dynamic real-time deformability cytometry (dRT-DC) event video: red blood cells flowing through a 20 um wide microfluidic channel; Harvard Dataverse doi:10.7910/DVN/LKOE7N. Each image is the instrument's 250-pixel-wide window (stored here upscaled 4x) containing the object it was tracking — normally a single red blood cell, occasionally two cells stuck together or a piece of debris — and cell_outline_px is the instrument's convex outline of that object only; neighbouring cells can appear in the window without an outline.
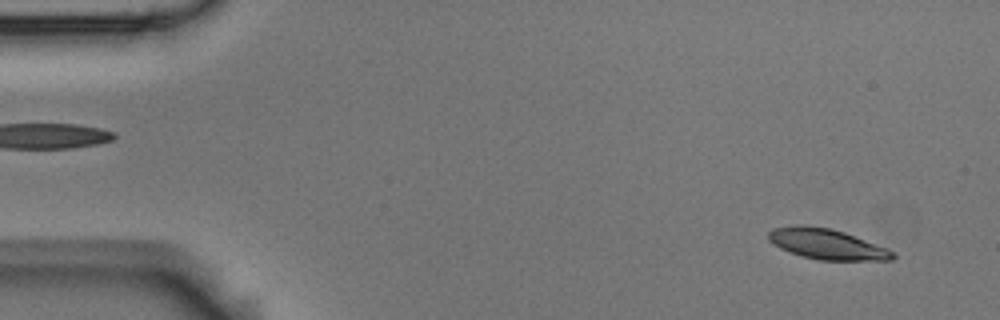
{"species": "Egyptian fruit bat (a non-hibernating species)", "species_latin": "Rousettus aegyptiacus", "temperature_condition": "room temperature", "stored_images_in_passage": 12, "camera_frame_rate_fps": 3000, "um_per_image_px": 0.085, "animal": {"sex": "male"}, "frame": {"image": 1, "passage_image": 1, "time_ms": 0.0, "image_size_px": [1000, 320], "cell_outline_px": [[896, 256], [892, 260], [820, 260], [800, 256], [780, 248], [768, 240], [768, 232], [772, 228], [796, 224], [804, 224], [832, 228], [844, 232], [884, 248], [892, 252]], "centroid_in_image_um": [70.19, 20.73], "position_along_channel_um": 14.8, "area_um2": 21.96}}
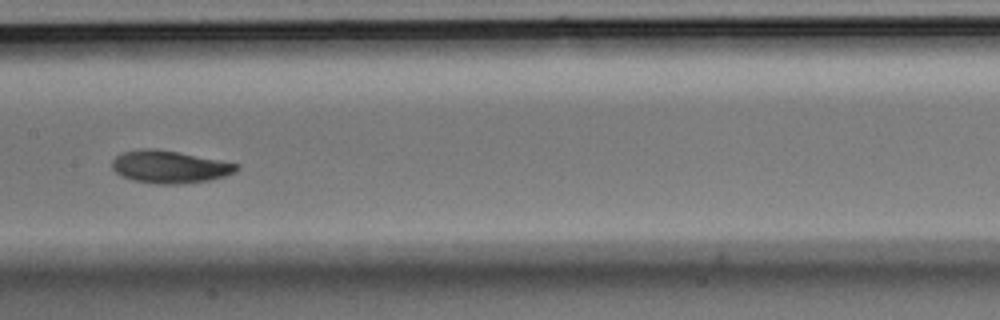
{"frame": {"image": 2, "passage_image": 7, "time_ms": 2.0, "image_size_px": [1000, 320], "cell_outline_px": [[240, 168], [236, 172], [224, 176], [208, 180], [184, 184], [156, 184], [132, 180], [120, 176], [112, 168], [112, 160], [120, 152], [140, 148], [156, 148], [240, 164]], "centroid_in_image_um": [14.39, 14.18], "position_along_channel_um": 193.0, "area_um2": 23.81}}
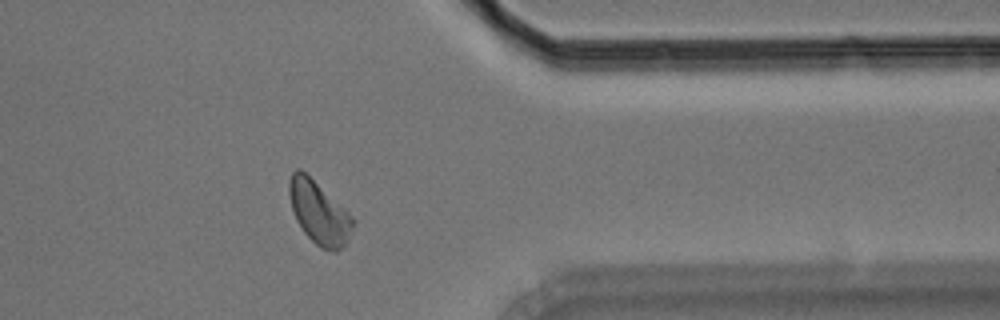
{"frame": {"image": 3, "passage_image": 12, "time_ms": 3.667, "image_size_px": [1000, 320], "cell_outline_px": [[356, 220], [348, 240], [336, 252], [332, 252], [320, 248], [304, 232], [296, 220], [292, 208], [288, 192], [288, 180], [292, 172], [296, 168], [300, 168], [344, 208]], "centroid_in_image_um": [27.11, 18.08], "position_along_channel_um": 384.3, "area_um2": 23.18}}